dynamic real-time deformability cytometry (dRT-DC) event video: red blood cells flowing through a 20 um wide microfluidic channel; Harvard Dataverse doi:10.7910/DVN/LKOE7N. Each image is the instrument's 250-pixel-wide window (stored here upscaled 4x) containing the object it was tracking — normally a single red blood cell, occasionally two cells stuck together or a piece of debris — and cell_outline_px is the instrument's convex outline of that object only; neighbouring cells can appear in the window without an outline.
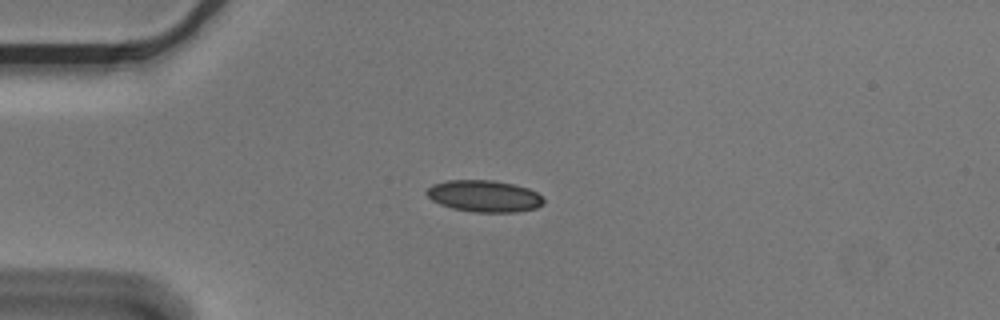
{"species": "Egyptian fruit bat (a non-hibernating species)", "species_latin": "Rousettus aegyptiacus", "temperature_condition": "cold", "stored_images_in_passage": 7, "camera_frame_rate_fps": 3000, "um_per_image_px": 0.085, "animal": {"sex": "male"}, "frame": {"image": 1, "passage_image": 5, "time_ms": 1.333, "image_size_px": [1000, 320], "cell_outline_px": [[544, 204], [536, 208], [516, 212], [472, 212], [452, 208], [440, 204], [432, 200], [424, 192], [432, 184], [448, 180], [492, 180], [512, 184], [528, 188], [536, 192], [544, 200]], "centroid_in_image_um": [41.14, 16.67], "position_along_channel_um": 43.9, "area_um2": 21.62}}
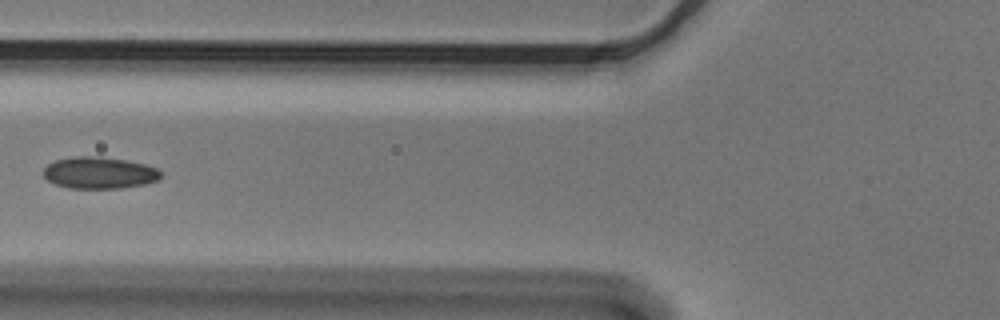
{"frame": {"image": 2, "passage_image": 7, "time_ms": 2.0, "image_size_px": [1000, 320], "cell_outline_px": [[160, 180], [144, 184], [120, 188], [68, 188], [56, 184], [48, 180], [40, 172], [48, 164], [56, 160], [76, 156], [100, 156], [128, 160], [144, 164], [156, 168], [160, 172]], "centroid_in_image_um": [8.42, 14.68], "position_along_channel_um": 117.4, "area_um2": 21.79}}